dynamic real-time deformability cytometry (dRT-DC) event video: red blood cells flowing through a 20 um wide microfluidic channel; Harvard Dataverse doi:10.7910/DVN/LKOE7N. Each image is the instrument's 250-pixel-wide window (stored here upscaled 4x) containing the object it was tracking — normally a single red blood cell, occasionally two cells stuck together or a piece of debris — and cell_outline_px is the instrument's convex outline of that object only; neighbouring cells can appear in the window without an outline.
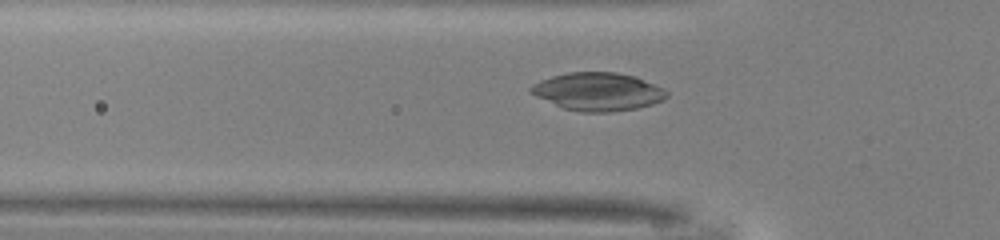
{"species": "common noctule bat (a hibernating species)", "species_latin": "Nyctalus noctula", "temperature_condition": "warm", "stored_images_in_passage": 37, "camera_frame_rate_fps": 3000, "um_per_image_px": 0.085, "animal": {"sex": "male", "body_mass_g": 13.0, "forearm_length_mm": 53.1}, "frame": {"image": 1, "passage_image": 15, "time_ms": 4.667, "image_size_px": [1000, 240], "cell_outline_px": [[668, 96], [664, 100], [652, 104], [636, 108], [612, 112], [580, 112], [564, 108], [536, 96], [528, 92], [528, 88], [532, 84], [540, 80], [552, 76], [568, 72], [616, 72], [636, 76], [664, 88], [668, 92]], "centroid_in_image_um": [50.83, 7.78], "position_along_channel_um": 75.0, "area_um2": 30.29}}
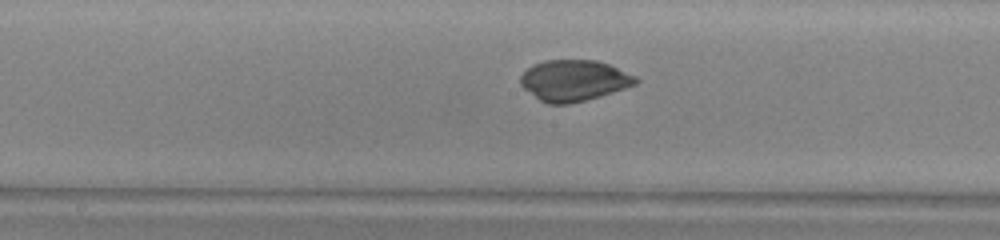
{"frame": {"image": 2, "passage_image": 24, "time_ms": 7.667, "image_size_px": [1000, 240], "cell_outline_px": [[640, 80], [636, 84], [600, 96], [568, 104], [548, 104], [540, 100], [524, 88], [520, 84], [520, 76], [532, 64], [544, 60], [596, 60], [608, 64], [636, 76]], "centroid_in_image_um": [48.77, 6.83], "position_along_channel_um": 199.4, "area_um2": 27.4}}
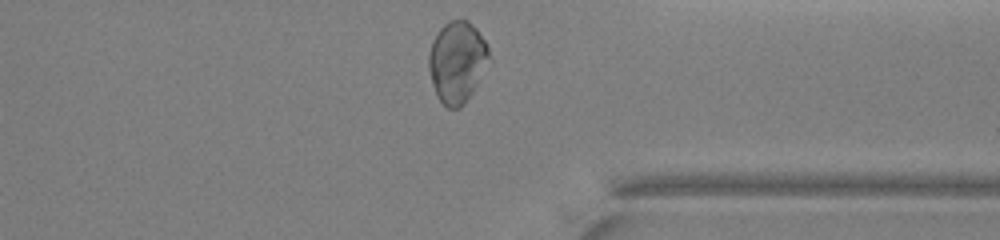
{"frame": {"image": 3, "passage_image": 37, "time_ms": 12.0, "image_size_px": [1000, 240], "cell_outline_px": [[492, 64], [464, 104], [460, 108], [448, 108], [436, 96], [428, 68], [428, 52], [432, 40], [440, 28], [444, 24], [452, 20], [468, 20], [476, 28], [488, 44], [492, 60]], "centroid_in_image_um": [38.9, 5.26], "position_along_channel_um": 372.5, "area_um2": 29.36}, "authors_computed_cell_mechanics": {"area_um2": 28.2064, "velocity_mm_per_s": 4.1295, "shape_relaxation_time_tau1_ms": 8.7008, "shape_relaxation_time_tau2_ms": 1.2346, "deformation_change_tau1": 0.236, "deformation_change_tau2": 0.0338}}